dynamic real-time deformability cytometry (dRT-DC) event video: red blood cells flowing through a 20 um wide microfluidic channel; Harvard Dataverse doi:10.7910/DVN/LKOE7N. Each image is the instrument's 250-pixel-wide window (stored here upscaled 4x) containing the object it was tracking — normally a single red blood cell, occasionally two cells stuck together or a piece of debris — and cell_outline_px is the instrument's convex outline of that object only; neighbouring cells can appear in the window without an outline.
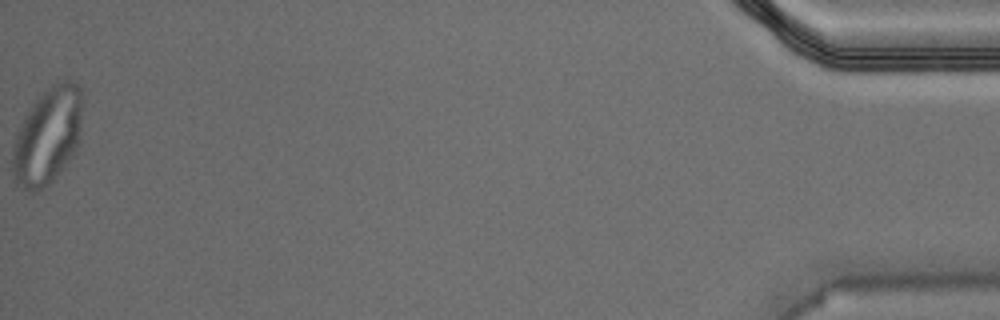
{"species": "Egyptian fruit bat (a non-hibernating species)", "species_latin": "Rousettus aegyptiacus", "temperature_condition": "warm", "stored_images_in_passage": 35, "camera_frame_rate_fps": 3000, "um_per_image_px": 0.085, "animal": {"sex": "male"}, "frame": {"image": 1, "passage_image": 35, "time_ms": 11.333, "image_size_px": [1000, 320], "cell_outline_px": [[84, 104], [80, 144], [76, 152], [52, 180], [36, 192], [28, 192], [12, 176], [12, 156], [16, 136], [24, 116], [32, 104], [52, 84], [60, 80], [72, 80], [80, 84]], "centroid_in_image_um": [4.11, 11.5], "position_along_channel_um": 431.1, "area_um2": 39.94}}